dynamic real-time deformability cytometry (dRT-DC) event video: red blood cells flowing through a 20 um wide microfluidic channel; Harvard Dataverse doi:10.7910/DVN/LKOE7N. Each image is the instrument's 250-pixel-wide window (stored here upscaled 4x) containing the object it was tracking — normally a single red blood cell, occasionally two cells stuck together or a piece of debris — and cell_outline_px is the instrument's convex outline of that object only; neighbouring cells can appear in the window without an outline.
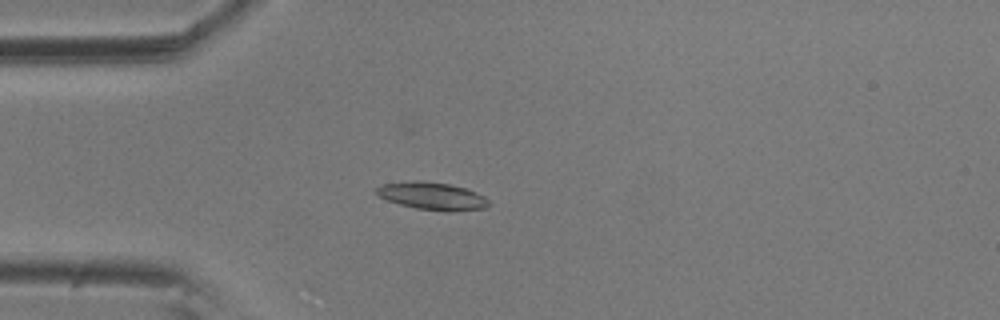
{"species": "common noctule bat (a hibernating species)", "species_latin": "Nyctalus noctula", "temperature_condition": "room temperature", "stored_images_in_passage": 3, "camera_frame_rate_fps": 3000, "um_per_image_px": 0.085, "animal": {"sex": "male", "body_mass_g": 20.5, "forearm_length_mm": 52.5}, "frame": {"image": 1, "passage_image": 3, "time_ms": 0.667, "image_size_px": [1000, 320], "cell_outline_px": [[492, 204], [488, 208], [416, 208], [400, 204], [388, 200], [380, 196], [376, 192], [376, 188], [380, 184], [412, 180], [420, 180], [448, 184], [464, 188], [484, 196]], "centroid_in_image_um": [36.66, 16.6], "position_along_channel_um": 48.3, "area_um2": 17.05}}